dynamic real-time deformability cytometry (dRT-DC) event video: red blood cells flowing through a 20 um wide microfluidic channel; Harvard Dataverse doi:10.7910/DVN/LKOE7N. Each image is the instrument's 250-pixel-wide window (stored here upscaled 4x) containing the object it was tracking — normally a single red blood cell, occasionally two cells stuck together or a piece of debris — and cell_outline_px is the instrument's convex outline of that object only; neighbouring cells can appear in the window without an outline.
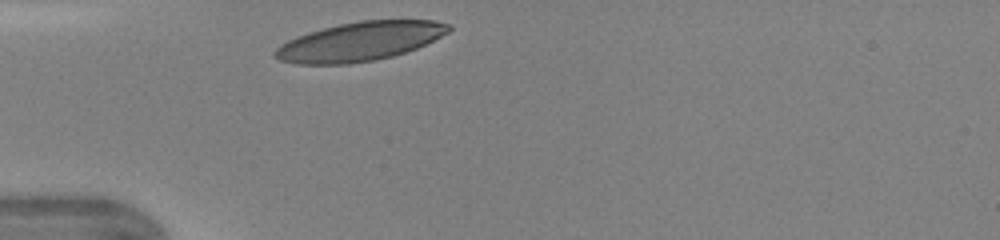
{"species": "human", "species_latin": "Homo sapiens", "temperature_condition": "warm", "stored_images_in_passage": 24, "camera_frame_rate_fps": 3000, "um_per_image_px": 0.085, "donor": {"sex": "female"}, "frame": {"image": 1, "passage_image": 1, "time_ms": 0.0, "image_size_px": [1000, 240], "cell_outline_px": [[452, 28], [448, 32], [416, 48], [392, 56], [376, 60], [348, 64], [296, 64], [280, 60], [272, 56], [272, 52], [280, 44], [296, 36], [308, 32], [340, 24], [360, 20], [432, 20], [452, 24]], "centroid_in_image_um": [30.54, 3.53], "position_along_channel_um": 54.5, "area_um2": 39.36}}
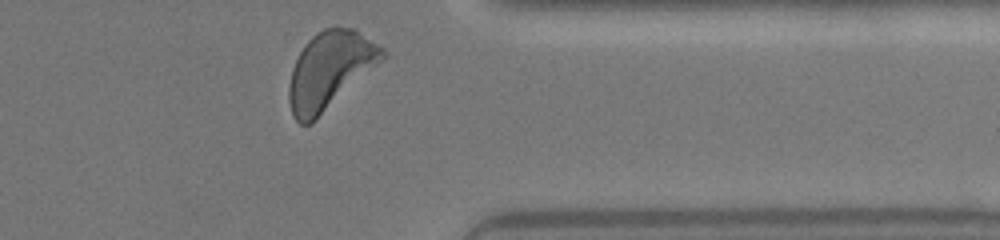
{"frame": {"image": 2, "passage_image": 24, "time_ms": 7.667, "image_size_px": [1000, 240], "cell_outline_px": [[388, 56], [312, 124], [300, 124], [292, 116], [288, 100], [288, 84], [292, 68], [304, 44], [316, 32], [324, 28], [336, 24], [356, 28], [384, 48], [388, 52]], "centroid_in_image_um": [28.06, 5.94], "position_along_channel_um": 383.3, "area_um2": 43.0}}